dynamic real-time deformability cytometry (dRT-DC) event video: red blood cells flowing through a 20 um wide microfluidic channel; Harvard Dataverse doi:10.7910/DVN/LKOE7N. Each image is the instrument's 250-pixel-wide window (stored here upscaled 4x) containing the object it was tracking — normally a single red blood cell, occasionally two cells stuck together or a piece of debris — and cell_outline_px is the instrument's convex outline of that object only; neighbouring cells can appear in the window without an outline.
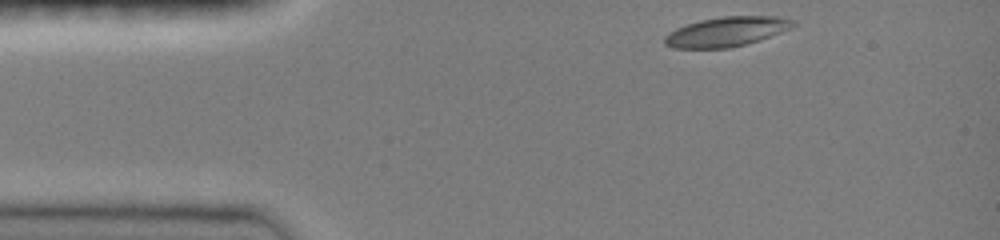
{"species": "common noctule bat (a hibernating species)", "species_latin": "Nyctalus noctula", "temperature_condition": "room temperature", "stored_images_in_passage": 36, "camera_frame_rate_fps": 3000, "um_per_image_px": 0.085, "animal": {"sex": "female", "body_mass_g": 19.0, "forearm_length_mm": 51.5}, "frame": {"image": 1, "passage_image": 1, "time_ms": 0.0, "image_size_px": [1000, 240], "cell_outline_px": [[796, 24], [780, 32], [760, 40], [728, 48], [672, 48], [664, 44], [664, 36], [668, 32], [676, 28], [700, 20], [724, 16], [776, 16], [796, 20]], "centroid_in_image_um": [61.72, 2.69], "position_along_channel_um": 23.3, "area_um2": 22.08}}
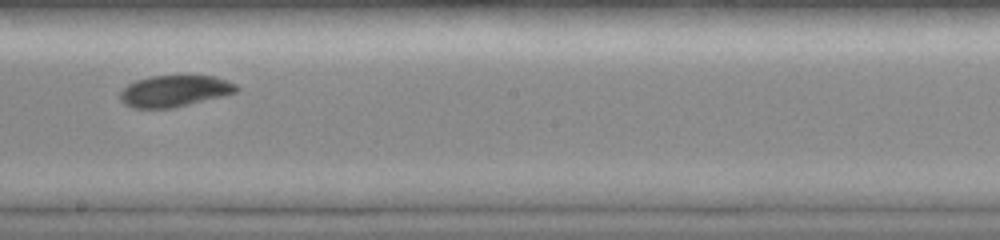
{"frame": {"image": 2, "passage_image": 21, "time_ms": 6.667, "image_size_px": [1000, 240], "cell_outline_px": [[240, 88], [236, 92], [172, 108], [132, 108], [124, 104], [120, 100], [120, 92], [128, 84], [136, 80], [152, 76], [216, 76], [236, 84]], "centroid_in_image_um": [14.81, 7.73], "position_along_channel_um": 233.4, "area_um2": 21.1}}
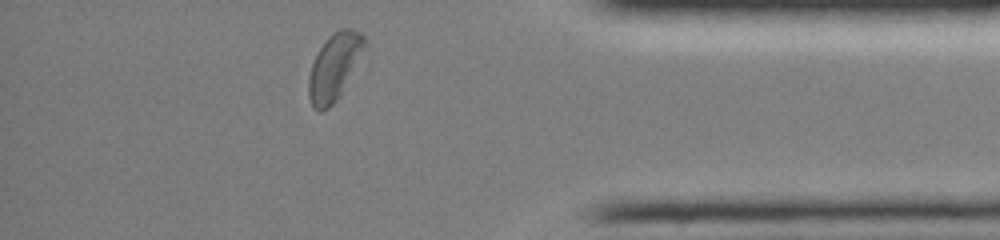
{"frame": {"image": 3, "passage_image": 35, "time_ms": 11.333, "image_size_px": [1000, 240], "cell_outline_px": [[368, 48], [340, 96], [328, 108], [320, 112], [316, 112], [312, 108], [308, 96], [308, 76], [312, 64], [320, 48], [328, 36], [340, 28], [352, 28], [360, 32], [364, 36], [368, 44]], "centroid_in_image_um": [28.46, 5.68], "position_along_channel_um": 406.7, "area_um2": 22.37}, "authors_computed_cell_mechanics": {"area_um2": 21.8773, "velocity_mm_per_s": 4.0373, "shape_relaxation_time_tau1_ms": 4.1401, "shape_relaxation_time_tau2_ms": 4.6116, "deformation_change_tau1": 0.1362, "deformation_change_tau2": 0.0688}}